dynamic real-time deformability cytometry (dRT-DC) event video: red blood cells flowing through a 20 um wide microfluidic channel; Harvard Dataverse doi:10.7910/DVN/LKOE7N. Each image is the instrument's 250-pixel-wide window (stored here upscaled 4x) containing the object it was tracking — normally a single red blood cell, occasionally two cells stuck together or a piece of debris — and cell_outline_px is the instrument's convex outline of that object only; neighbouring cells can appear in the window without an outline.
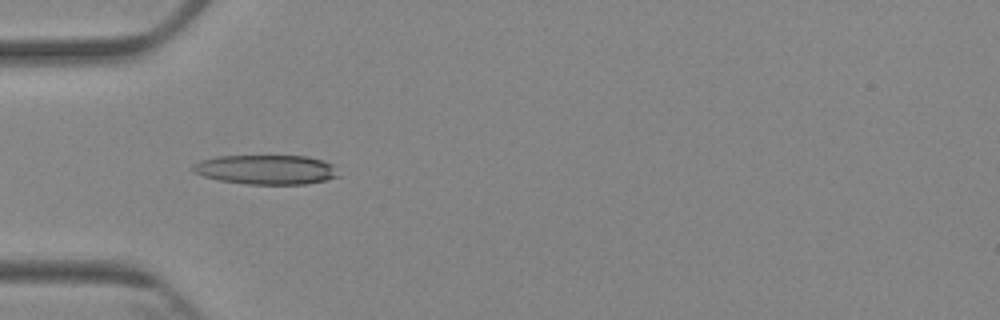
{"species": "Egyptian fruit bat (a non-hibernating species)", "species_latin": "Rousettus aegyptiacus", "temperature_condition": "cold", "stored_images_in_passage": 5, "camera_frame_rate_fps": 3000, "um_per_image_px": 0.085, "animal": {"sex": "female"}, "frame": {"image": 1, "passage_image": 3, "time_ms": 3.333, "image_size_px": [1000, 320], "cell_outline_px": [[340, 176], [324, 180], [304, 184], [248, 184], [220, 180], [204, 176], [196, 172], [192, 168], [192, 164], [200, 160], [216, 156], [308, 156], [332, 164]], "centroid_in_image_um": [22.61, 14.41], "position_along_channel_um": 62.4, "area_um2": 24.8}}
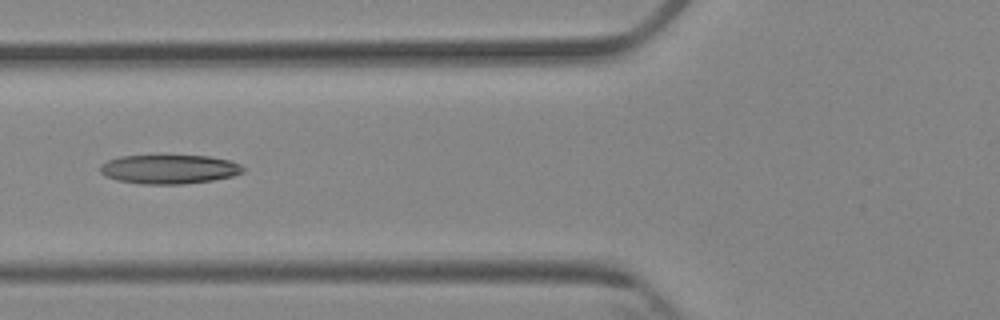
{"frame": {"image": 2, "passage_image": 4, "time_ms": 4.667, "image_size_px": [1000, 320], "cell_outline_px": [[244, 172], [232, 176], [212, 180], [184, 184], [140, 184], [116, 180], [104, 176], [100, 172], [100, 164], [108, 160], [120, 156], [208, 156], [228, 160], [240, 164], [244, 168]], "centroid_in_image_um": [14.35, 14.39], "position_along_channel_um": 111.5, "area_um2": 24.22}}
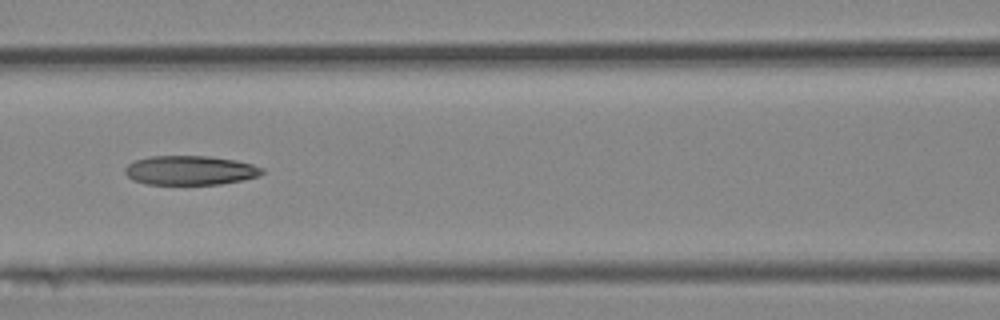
{"frame": {"image": 3, "passage_image": 5, "time_ms": 5.667, "image_size_px": [1000, 320], "cell_outline_px": [[264, 172], [260, 176], [220, 184], [148, 184], [132, 180], [124, 172], [124, 168], [132, 160], [148, 156], [208, 156], [236, 160], [252, 164], [264, 168]], "centroid_in_image_um": [16.14, 14.47], "position_along_channel_um": 150.5, "area_um2": 23.52}}